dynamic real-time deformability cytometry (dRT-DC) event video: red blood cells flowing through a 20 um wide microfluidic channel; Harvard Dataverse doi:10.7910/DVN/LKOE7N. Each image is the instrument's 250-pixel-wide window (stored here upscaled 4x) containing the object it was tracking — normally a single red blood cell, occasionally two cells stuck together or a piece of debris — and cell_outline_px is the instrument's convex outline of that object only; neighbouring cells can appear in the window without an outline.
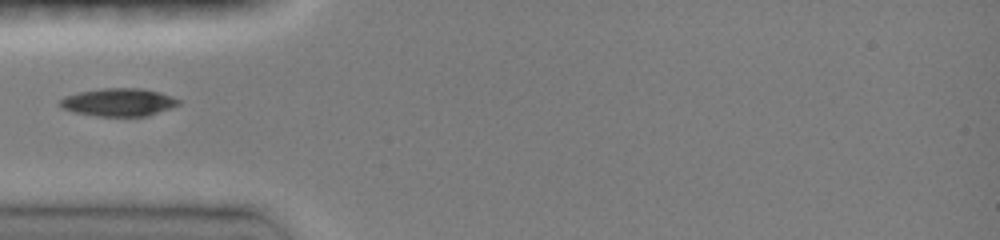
{"species": "common noctule bat (a hibernating species)", "species_latin": "Nyctalus noctula", "temperature_condition": "room temperature", "stored_images_in_passage": 9, "camera_frame_rate_fps": 3000, "um_per_image_px": 0.085, "animal": {"sex": "female", "body_mass_g": 19.0, "forearm_length_mm": 51.5}, "frame": {"image": 1, "passage_image": 1, "time_ms": 0.0, "image_size_px": [1000, 240], "cell_outline_px": [[180, 104], [148, 116], [96, 116], [76, 112], [64, 108], [56, 104], [64, 96], [80, 92], [100, 88], [140, 88], [160, 92], [172, 96], [180, 100]], "centroid_in_image_um": [10.08, 8.68], "position_along_channel_um": 74.9, "area_um2": 19.25}}
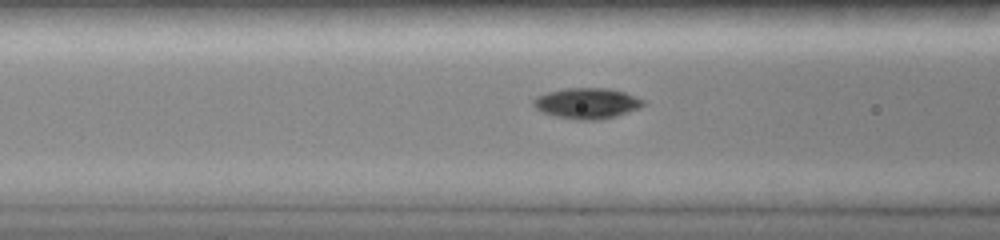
{"frame": {"image": 2, "passage_image": 4, "time_ms": 1.0, "image_size_px": [1000, 240], "cell_outline_px": [[644, 104], [640, 108], [616, 116], [600, 120], [576, 120], [552, 116], [540, 112], [532, 104], [532, 100], [536, 96], [548, 92], [564, 88], [608, 88], [624, 92], [636, 96], [644, 100]], "centroid_in_image_um": [49.86, 8.79], "position_along_channel_um": 116.7, "area_um2": 19.94}}